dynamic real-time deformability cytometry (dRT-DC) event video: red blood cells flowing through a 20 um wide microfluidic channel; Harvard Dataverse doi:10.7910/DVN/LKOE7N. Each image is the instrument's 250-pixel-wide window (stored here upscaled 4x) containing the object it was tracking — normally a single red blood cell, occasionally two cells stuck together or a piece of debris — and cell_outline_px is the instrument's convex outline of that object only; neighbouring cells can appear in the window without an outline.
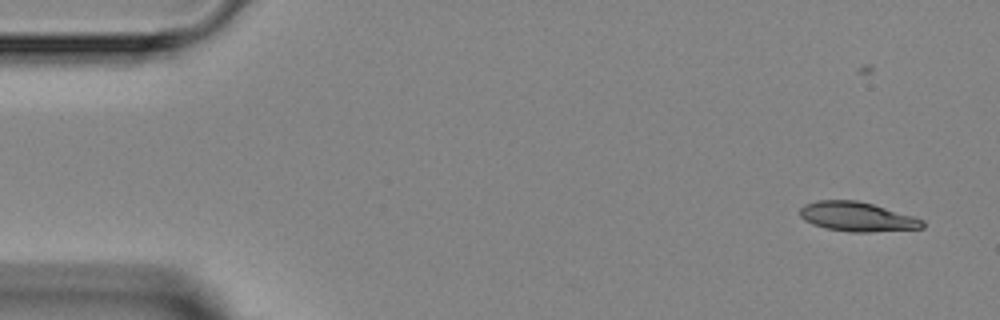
{"species": "Egyptian fruit bat (a non-hibernating species)", "species_latin": "Rousettus aegyptiacus", "temperature_condition": "room temperature", "stored_images_in_passage": 5, "camera_frame_rate_fps": 3000, "um_per_image_px": 0.085, "animal": {"sex": "female"}, "frame": {"image": 1, "passage_image": 2, "time_ms": 1.0, "image_size_px": [1000, 320], "cell_outline_px": [[924, 228], [868, 232], [848, 232], [824, 228], [812, 224], [804, 220], [800, 216], [800, 208], [804, 204], [816, 200], [856, 200], [872, 204], [912, 216], [924, 220]], "centroid_in_image_um": [72.81, 18.42], "position_along_channel_um": 12.2, "area_um2": 20.98}}
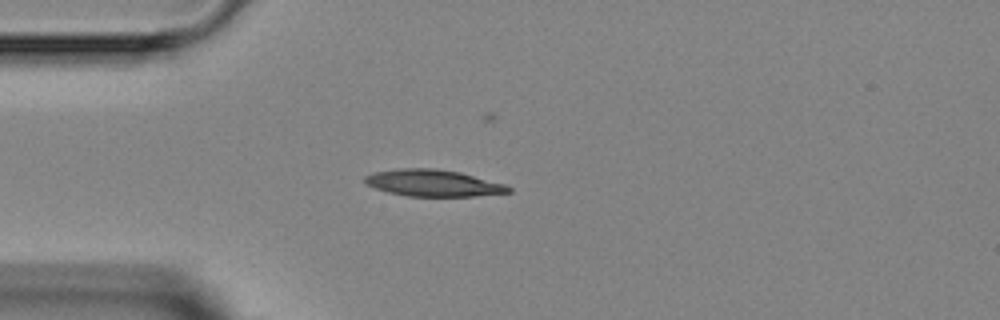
{"frame": {"image": 2, "passage_image": 5, "time_ms": 4.333, "image_size_px": [1000, 320], "cell_outline_px": [[512, 192], [476, 196], [408, 196], [388, 192], [364, 184], [364, 176], [372, 172], [400, 168], [436, 168], [460, 172], [504, 184], [512, 188]], "centroid_in_image_um": [36.79, 15.55], "position_along_channel_um": 48.2, "area_um2": 22.43}}